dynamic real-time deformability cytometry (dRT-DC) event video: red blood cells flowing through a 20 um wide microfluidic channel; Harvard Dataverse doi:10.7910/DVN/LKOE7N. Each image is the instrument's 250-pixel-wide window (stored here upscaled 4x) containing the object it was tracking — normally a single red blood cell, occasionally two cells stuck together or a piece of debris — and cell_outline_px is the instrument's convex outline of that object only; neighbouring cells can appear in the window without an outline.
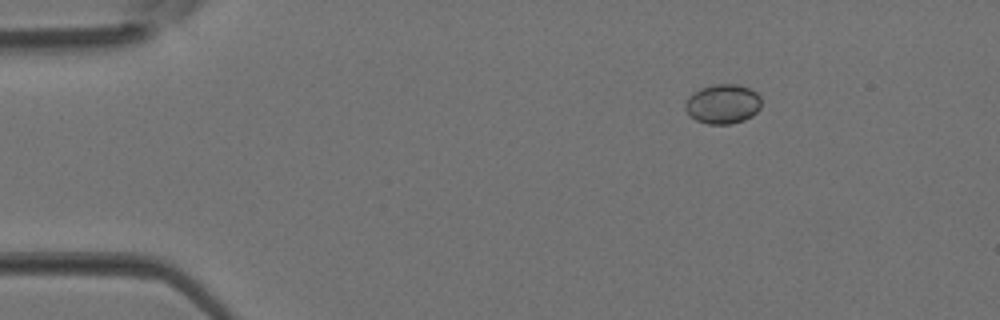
{"species": "Egyptian fruit bat (a non-hibernating species)", "species_latin": "Rousettus aegyptiacus", "temperature_condition": "room temperature", "stored_images_in_passage": 4, "camera_frame_rate_fps": 3000, "um_per_image_px": 0.085, "animal": {"sex": "female"}, "frame": {"image": 1, "passage_image": 2, "time_ms": 0.333, "image_size_px": [1000, 320], "cell_outline_px": [[760, 108], [752, 116], [744, 120], [728, 124], [708, 124], [696, 120], [684, 108], [684, 104], [688, 96], [692, 92], [700, 88], [716, 84], [736, 84], [748, 88], [756, 92], [760, 96]], "centroid_in_image_um": [61.42, 8.83], "position_along_channel_um": 23.6, "area_um2": 17.51}}
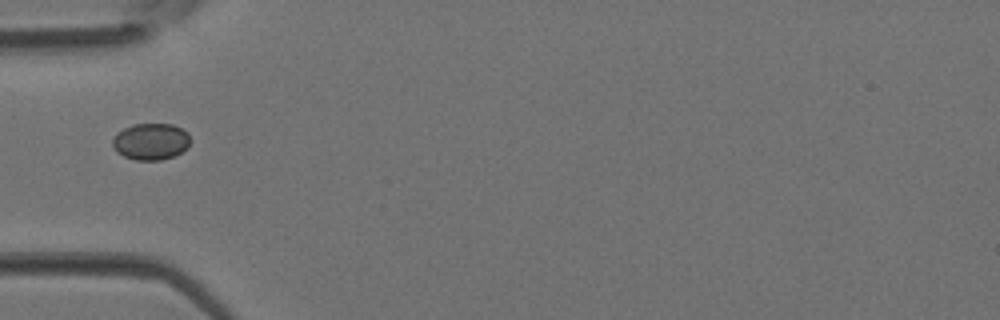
{"frame": {"image": 2, "passage_image": 4, "time_ms": 1.0, "image_size_px": [1000, 320], "cell_outline_px": [[192, 140], [188, 148], [172, 156], [160, 160], [136, 160], [124, 156], [116, 152], [112, 148], [112, 140], [116, 132], [132, 124], [172, 124], [188, 132]], "centroid_in_image_um": [12.81, 12.02], "position_along_channel_um": 72.2, "area_um2": 16.82}}